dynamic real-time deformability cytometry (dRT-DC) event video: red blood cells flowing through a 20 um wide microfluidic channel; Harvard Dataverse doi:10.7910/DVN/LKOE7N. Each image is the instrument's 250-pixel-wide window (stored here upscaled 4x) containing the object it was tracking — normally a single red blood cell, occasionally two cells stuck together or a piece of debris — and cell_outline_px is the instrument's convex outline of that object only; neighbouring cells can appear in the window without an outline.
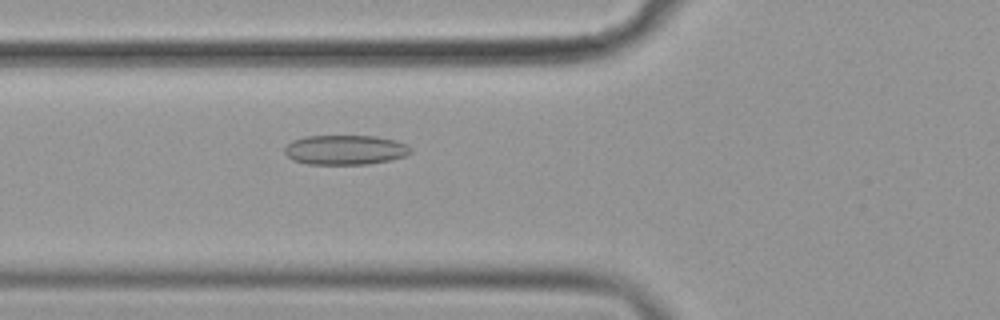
{"species": "common noctule bat (a hibernating species)", "species_latin": "Nyctalus noctula", "temperature_condition": "cold", "stored_images_in_passage": 57, "camera_frame_rate_fps": 3000, "um_per_image_px": 0.085, "animal": {"sex": "female", "body_mass_g": 19.9}, "frame": {"image": 1, "passage_image": 22, "time_ms": 7.0, "image_size_px": [1000, 320], "cell_outline_px": [[412, 152], [404, 156], [392, 160], [368, 164], [308, 164], [292, 160], [284, 152], [284, 148], [292, 140], [304, 136], [376, 136], [396, 140], [412, 148]], "centroid_in_image_um": [29.34, 12.74], "position_along_channel_um": 96.5, "area_um2": 21.91}}
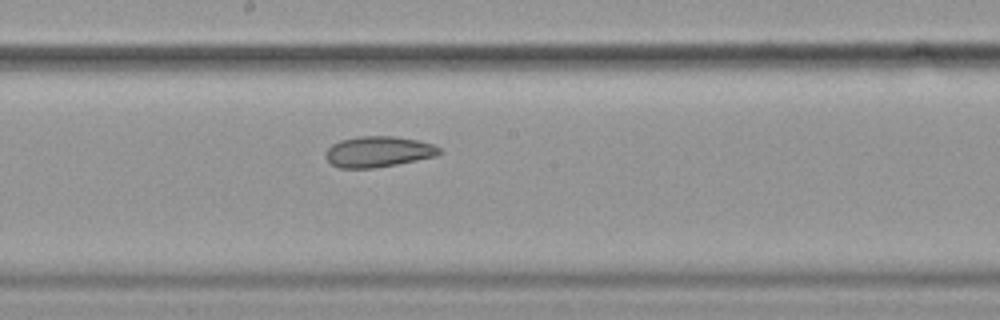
{"frame": {"image": 2, "passage_image": 32, "time_ms": 10.333, "image_size_px": [1000, 320], "cell_outline_px": [[440, 152], [436, 156], [396, 164], [372, 168], [340, 168], [332, 164], [324, 156], [324, 152], [332, 144], [340, 140], [360, 136], [392, 136], [416, 140], [432, 144], [440, 148]], "centroid_in_image_um": [32.11, 12.89], "position_along_channel_um": 216.1, "area_um2": 20.23}}
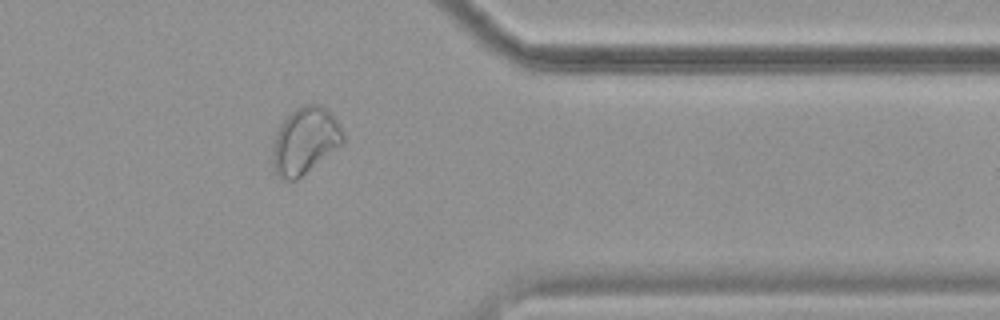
{"frame": {"image": 3, "passage_image": 47, "time_ms": 15.333, "image_size_px": [1000, 320], "cell_outline_px": [[344, 144], [296, 180], [284, 180], [276, 176], [272, 172], [272, 140], [280, 124], [296, 108], [304, 104], [320, 104], [336, 120], [344, 136]], "centroid_in_image_um": [25.88, 12.0], "position_along_channel_um": 385.5, "area_um2": 27.57}, "authors_computed_cell_mechanics": {"area_um2": 24.3338, "velocity_mm_per_s": 3.5882, "shape_relaxation_time_tau1_ms": 8.9145, "shape_relaxation_time_tau2_ms": null, "deformation_change_tau1": 0.1165, "deformation_change_tau2": null}}